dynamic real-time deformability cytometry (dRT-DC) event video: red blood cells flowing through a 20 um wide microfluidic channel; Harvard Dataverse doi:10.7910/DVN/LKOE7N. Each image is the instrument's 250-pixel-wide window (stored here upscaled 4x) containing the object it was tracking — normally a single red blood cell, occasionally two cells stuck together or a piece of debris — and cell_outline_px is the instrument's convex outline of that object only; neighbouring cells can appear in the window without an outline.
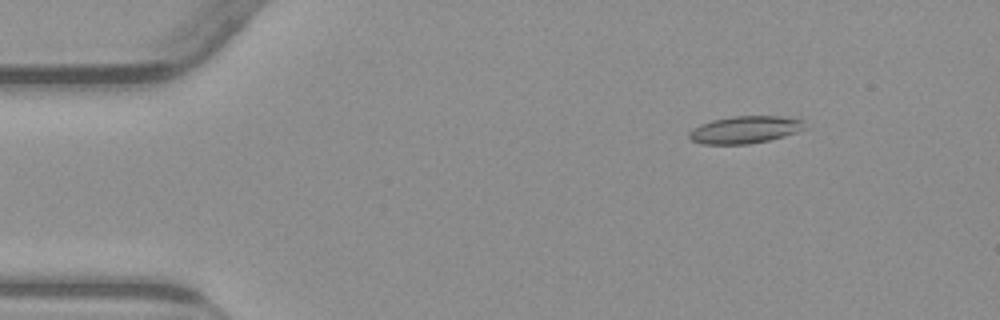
{"species": "common noctule bat (a hibernating species)", "species_latin": "Nyctalus noctula", "temperature_condition": "warm", "stored_images_in_passage": 49, "camera_frame_rate_fps": 3000, "um_per_image_px": 0.085, "animal": {"sex": "male", "body_mass_g": 23.1, "forearm_length_mm": 52.7}, "frame": {"image": 1, "passage_image": 1, "time_ms": 0.0, "image_size_px": [1000, 320], "cell_outline_px": [[808, 128], [784, 136], [768, 140], [748, 144], [704, 144], [692, 140], [688, 136], [688, 132], [692, 128], [700, 124], [712, 120], [732, 116], [784, 116], [804, 120]], "centroid_in_image_um": [63.35, 11.01], "position_along_channel_um": 21.7, "area_um2": 18.55}}
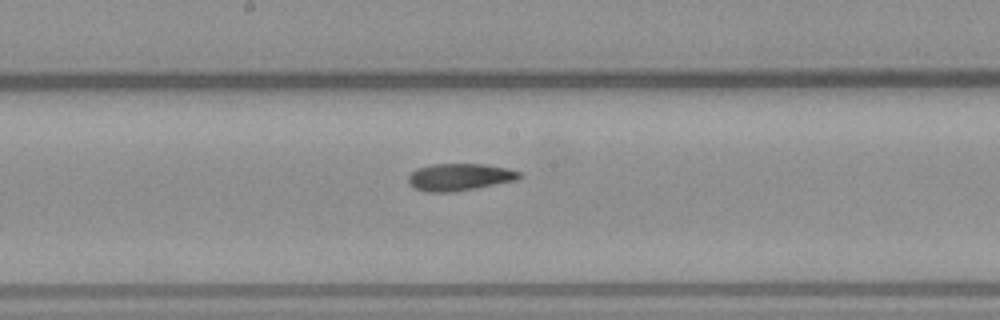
{"frame": {"image": 2, "passage_image": 22, "time_ms": 7.0, "image_size_px": [1000, 320], "cell_outline_px": [[520, 176], [516, 180], [476, 188], [452, 192], [428, 192], [416, 188], [408, 184], [408, 176], [416, 168], [432, 164], [484, 164], [508, 168], [520, 172]], "centroid_in_image_um": [39.03, 15.04], "position_along_channel_um": 209.2, "area_um2": 17.51}}
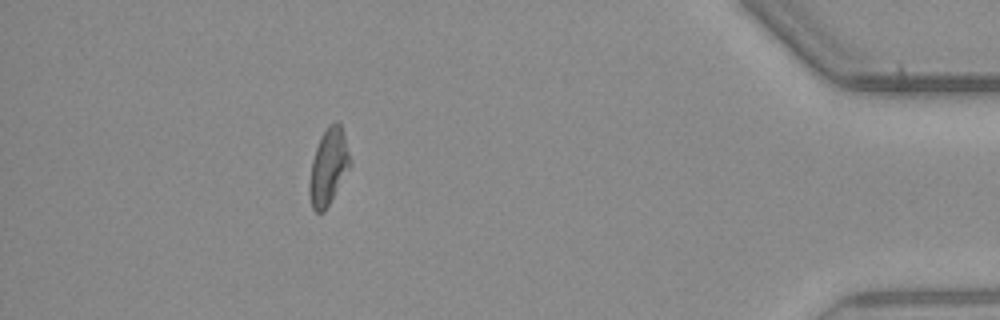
{"frame": {"image": 3, "passage_image": 42, "time_ms": 13.667, "image_size_px": [1000, 320], "cell_outline_px": [[352, 164], [324, 212], [316, 212], [312, 208], [308, 192], [308, 184], [312, 160], [320, 136], [328, 124], [336, 120], [340, 124], [344, 132]], "centroid_in_image_um": [27.91, 14.15], "position_along_channel_um": 407.3, "area_um2": 18.26}}